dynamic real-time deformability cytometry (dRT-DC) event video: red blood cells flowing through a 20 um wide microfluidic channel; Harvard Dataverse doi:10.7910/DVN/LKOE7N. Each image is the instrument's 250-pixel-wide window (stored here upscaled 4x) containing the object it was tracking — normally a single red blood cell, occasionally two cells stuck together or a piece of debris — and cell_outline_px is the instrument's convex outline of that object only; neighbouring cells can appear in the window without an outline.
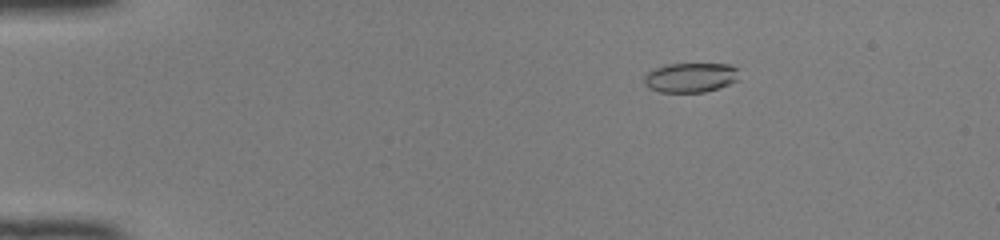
{"species": "common noctule bat (a hibernating species)", "species_latin": "Nyctalus noctula", "temperature_condition": "room temperature", "stored_images_in_passage": 50, "camera_frame_rate_fps": 3000, "um_per_image_px": 0.085, "animal": {"sex": "female", "body_mass_g": 22.0, "forearm_length_mm": 56.7}, "frame": {"image": 1, "passage_image": 9, "time_ms": 2.667, "image_size_px": [1000, 240], "cell_outline_px": [[740, 80], [704, 92], [660, 92], [648, 88], [644, 84], [644, 76], [648, 72], [664, 64], [728, 64], [736, 68]], "centroid_in_image_um": [58.67, 6.59], "position_along_channel_um": 26.3, "area_um2": 16.36}}
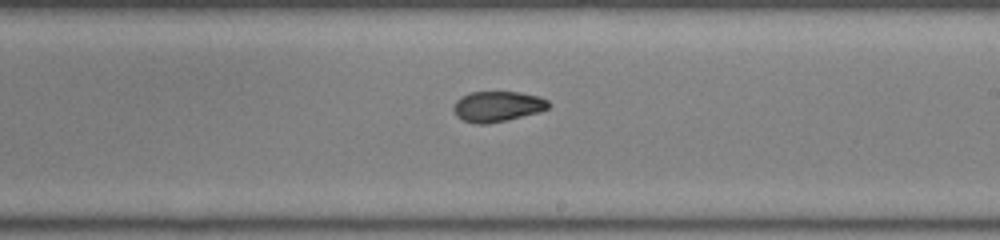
{"frame": {"image": 2, "passage_image": 31, "time_ms": 10.0, "image_size_px": [1000, 240], "cell_outline_px": [[552, 104], [548, 108], [540, 112], [508, 120], [488, 124], [476, 124], [464, 120], [456, 116], [452, 108], [456, 100], [460, 96], [468, 92], [520, 92], [540, 96], [548, 100]], "centroid_in_image_um": [42.3, 9.04], "position_along_channel_um": 246.7, "area_um2": 17.22}}
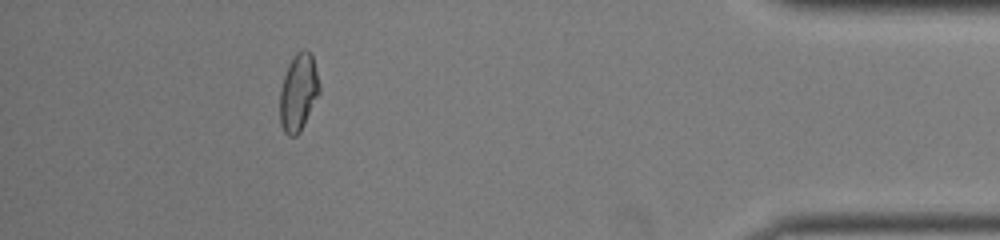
{"frame": {"image": 3, "passage_image": 46, "time_ms": 15.0, "image_size_px": [1000, 240], "cell_outline_px": [[320, 92], [300, 132], [296, 136], [288, 136], [284, 132], [280, 124], [280, 88], [288, 64], [292, 56], [296, 52], [304, 48], [312, 56], [320, 84]], "centroid_in_image_um": [25.35, 7.85], "position_along_channel_um": 409.8, "area_um2": 17.86}, "authors_computed_cell_mechanics": {"area_um2": 17.4845, "velocity_mm_per_s": 4.1433, "shape_relaxation_time_tau1_ms": null, "shape_relaxation_time_tau2_ms": 1.948, "deformation_change_tau1": null, "deformation_change_tau2": 0.0623}}